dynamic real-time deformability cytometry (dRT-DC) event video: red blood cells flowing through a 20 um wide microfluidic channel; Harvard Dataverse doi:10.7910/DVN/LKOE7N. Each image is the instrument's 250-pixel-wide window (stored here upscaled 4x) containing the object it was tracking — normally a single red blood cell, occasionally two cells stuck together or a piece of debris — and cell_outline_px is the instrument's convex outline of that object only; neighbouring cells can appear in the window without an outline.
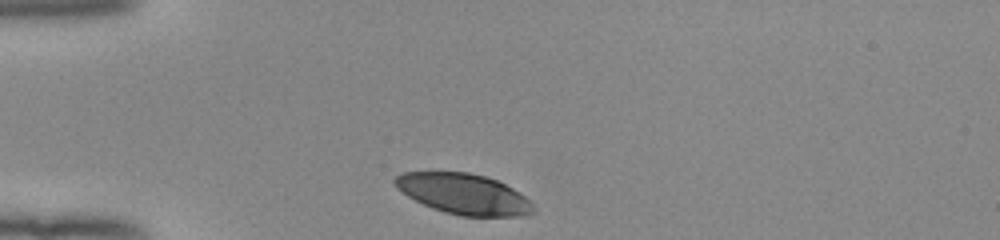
{"species": "human", "species_latin": "Homo sapiens", "temperature_condition": "room temperature", "stored_images_in_passage": 30, "camera_frame_rate_fps": 3000, "um_per_image_px": 0.085, "donor": {"sex": "female"}, "frame": {"image": 1, "passage_image": 1, "time_ms": 0.0, "image_size_px": [1000, 240], "cell_outline_px": [[536, 208], [532, 212], [520, 216], [460, 216], [444, 212], [432, 208], [408, 196], [396, 188], [392, 180], [396, 176], [404, 172], [468, 172], [484, 176], [496, 180], [512, 188], [524, 196]], "centroid_in_image_um": [39.38, 16.48], "position_along_channel_um": 45.6, "area_um2": 32.48}}
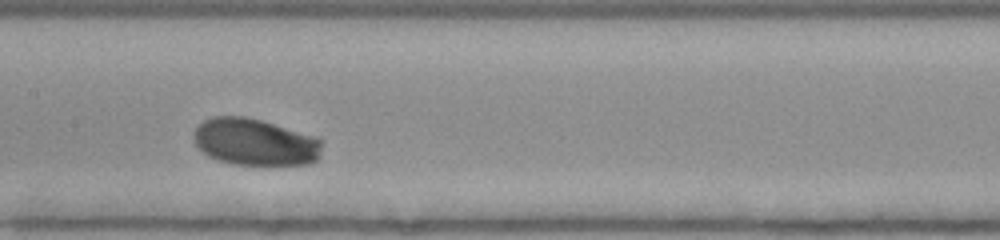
{"frame": {"image": 2, "passage_image": 14, "time_ms": 4.333, "image_size_px": [1000, 240], "cell_outline_px": [[320, 156], [316, 160], [308, 164], [272, 168], [232, 164], [216, 160], [208, 156], [196, 144], [192, 136], [192, 132], [204, 120], [212, 116], [244, 116], [260, 120], [316, 136], [320, 140]], "centroid_in_image_um": [21.68, 12.13], "position_along_channel_um": 185.7, "area_um2": 36.01}}
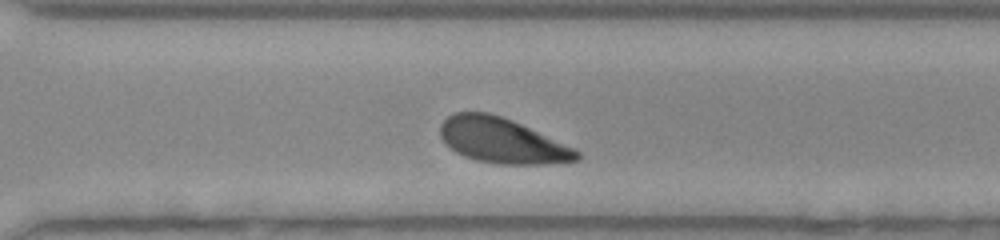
{"frame": {"image": 3, "passage_image": 25, "time_ms": 8.0, "image_size_px": [1000, 240], "cell_outline_px": [[580, 160], [544, 164], [496, 164], [476, 160], [464, 156], [456, 152], [440, 136], [440, 124], [452, 112], [488, 112], [512, 120], [572, 148], [580, 152]], "centroid_in_image_um": [42.63, 11.95], "position_along_channel_um": 328.0, "area_um2": 35.43}}